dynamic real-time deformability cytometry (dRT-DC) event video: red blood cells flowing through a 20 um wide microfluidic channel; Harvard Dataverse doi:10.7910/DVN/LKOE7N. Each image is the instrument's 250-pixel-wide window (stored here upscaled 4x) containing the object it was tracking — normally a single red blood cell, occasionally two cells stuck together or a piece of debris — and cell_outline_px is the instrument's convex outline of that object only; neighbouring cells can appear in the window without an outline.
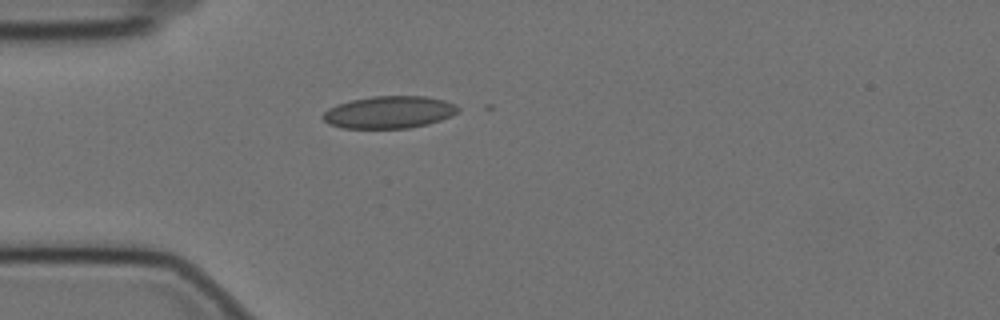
{"species": "Egyptian fruit bat (a non-hibernating species)", "species_latin": "Rousettus aegyptiacus", "temperature_condition": "cold", "stored_images_in_passage": 5, "camera_frame_rate_fps": 3000, "um_per_image_px": 0.085, "animal": {"sex": "female"}, "frame": {"image": 1, "passage_image": 1, "time_ms": 0.0, "image_size_px": [1000, 320], "cell_outline_px": [[460, 108], [452, 116], [428, 124], [408, 128], [340, 128], [328, 124], [320, 116], [328, 108], [336, 104], [352, 100], [372, 96], [424, 96], [444, 100], [456, 104]], "centroid_in_image_um": [33.05, 9.54], "position_along_channel_um": 51.9, "area_um2": 25.55}}